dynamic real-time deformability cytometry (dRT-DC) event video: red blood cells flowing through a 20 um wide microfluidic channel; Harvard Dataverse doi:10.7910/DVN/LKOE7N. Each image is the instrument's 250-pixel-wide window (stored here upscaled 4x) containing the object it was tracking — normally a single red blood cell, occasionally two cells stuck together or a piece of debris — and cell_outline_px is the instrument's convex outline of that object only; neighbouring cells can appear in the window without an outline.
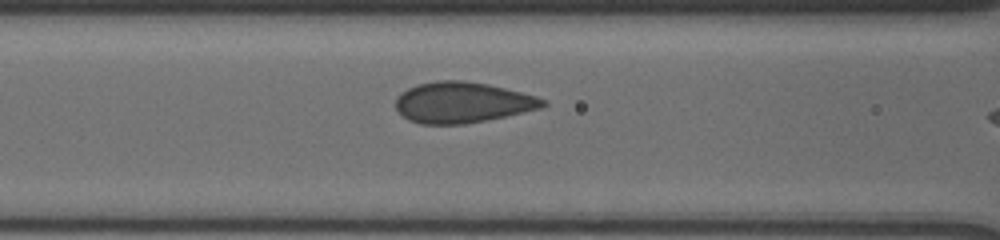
{"species": "human", "species_latin": "Homo sapiens", "temperature_condition": "cold", "stored_images_in_passage": 7, "camera_frame_rate_fps": 3000, "um_per_image_px": 0.085, "donor": {"sex": "male"}, "frame": {"image": 1, "passage_image": 4, "time_ms": 2.0, "image_size_px": [1000, 240], "cell_outline_px": [[548, 104], [540, 108], [504, 116], [464, 124], [420, 124], [408, 120], [396, 108], [396, 96], [400, 92], [416, 84], [436, 80], [464, 80], [488, 84], [536, 96], [548, 100]], "centroid_in_image_um": [39.27, 8.69], "position_along_channel_um": 127.3, "area_um2": 34.97}}
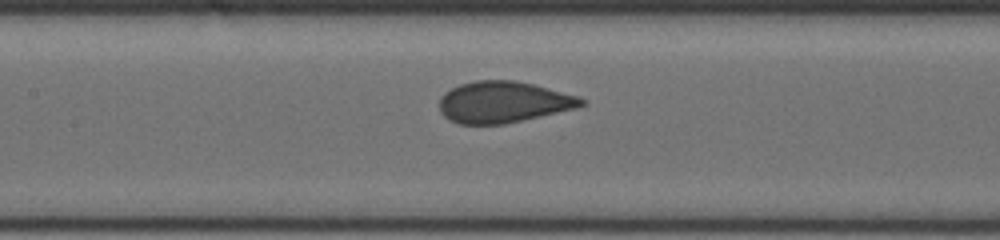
{"frame": {"image": 2, "passage_image": 7, "time_ms": 3.0, "image_size_px": [1000, 240], "cell_outline_px": [[588, 104], [576, 108], [504, 124], [460, 124], [448, 120], [440, 112], [440, 96], [444, 92], [460, 84], [476, 80], [516, 80], [532, 84], [576, 96], [584, 100]], "centroid_in_image_um": [42.74, 8.68], "position_along_channel_um": 164.7, "area_um2": 34.04}}